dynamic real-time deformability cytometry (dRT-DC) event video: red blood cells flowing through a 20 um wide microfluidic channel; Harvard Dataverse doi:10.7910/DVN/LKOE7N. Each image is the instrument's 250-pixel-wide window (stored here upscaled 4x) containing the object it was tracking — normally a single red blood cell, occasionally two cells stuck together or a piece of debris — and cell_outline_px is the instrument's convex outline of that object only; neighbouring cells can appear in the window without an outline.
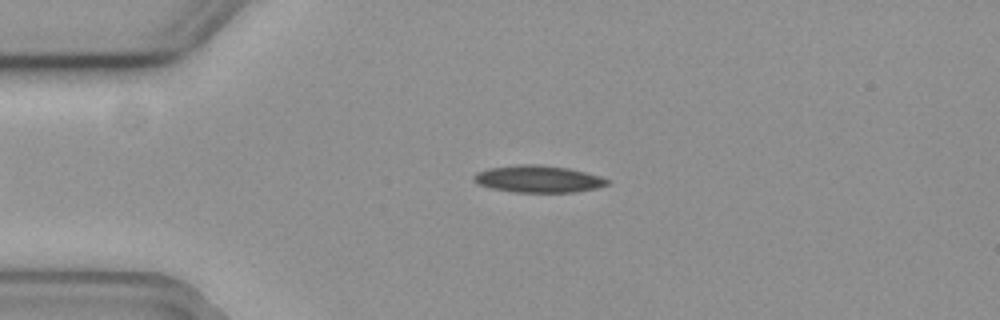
{"species": "common noctule bat (a hibernating species)", "species_latin": "Nyctalus noctula", "temperature_condition": "cold", "stored_images_in_passage": 5, "camera_frame_rate_fps": 3000, "um_per_image_px": 0.085, "animal": {"sex": "female", "body_mass_g": 19.3, "forearm_length_mm": 54.1}, "frame": {"image": 1, "passage_image": 4, "time_ms": 1.0, "image_size_px": [1000, 320], "cell_outline_px": [[608, 184], [596, 188], [572, 192], [512, 192], [492, 188], [476, 184], [472, 180], [472, 176], [476, 172], [488, 168], [520, 164], [540, 164], [568, 168], [600, 176], [608, 180]], "centroid_in_image_um": [45.67, 15.21], "position_along_channel_um": 39.3, "area_um2": 21.04}}